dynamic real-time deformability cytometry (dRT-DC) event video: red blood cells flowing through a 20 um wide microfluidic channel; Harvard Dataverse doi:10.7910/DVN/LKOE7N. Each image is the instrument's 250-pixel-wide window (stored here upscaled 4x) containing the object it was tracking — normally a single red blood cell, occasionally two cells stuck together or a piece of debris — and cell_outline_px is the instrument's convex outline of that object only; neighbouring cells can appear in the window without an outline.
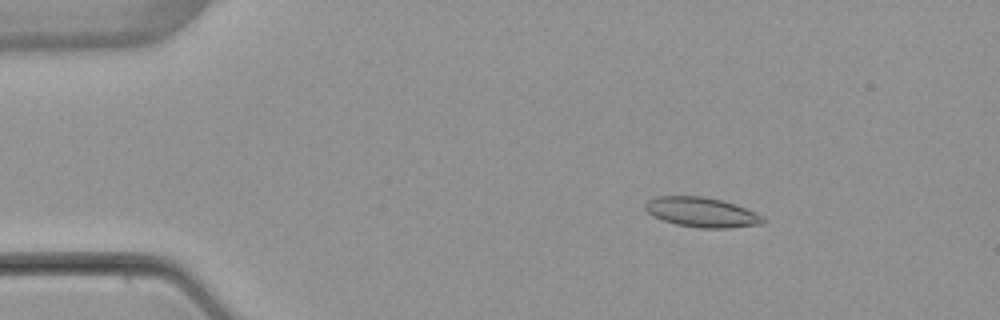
{"species": "common noctule bat (a hibernating species)", "species_latin": "Nyctalus noctula", "temperature_condition": "warm", "stored_images_in_passage": 5, "camera_frame_rate_fps": 3000, "um_per_image_px": 0.085, "animal": {"sex": "female", "body_mass_g": 22.7, "forearm_length_mm": 54.2}, "frame": {"image": 1, "passage_image": 3, "time_ms": 2.667, "image_size_px": [1000, 320], "cell_outline_px": [[768, 220], [764, 224], [728, 228], [700, 228], [676, 224], [652, 216], [644, 208], [644, 204], [648, 200], [656, 196], [704, 196], [736, 204], [764, 216]], "centroid_in_image_um": [59.68, 18.04], "position_along_channel_um": 25.3, "area_um2": 20.63}}